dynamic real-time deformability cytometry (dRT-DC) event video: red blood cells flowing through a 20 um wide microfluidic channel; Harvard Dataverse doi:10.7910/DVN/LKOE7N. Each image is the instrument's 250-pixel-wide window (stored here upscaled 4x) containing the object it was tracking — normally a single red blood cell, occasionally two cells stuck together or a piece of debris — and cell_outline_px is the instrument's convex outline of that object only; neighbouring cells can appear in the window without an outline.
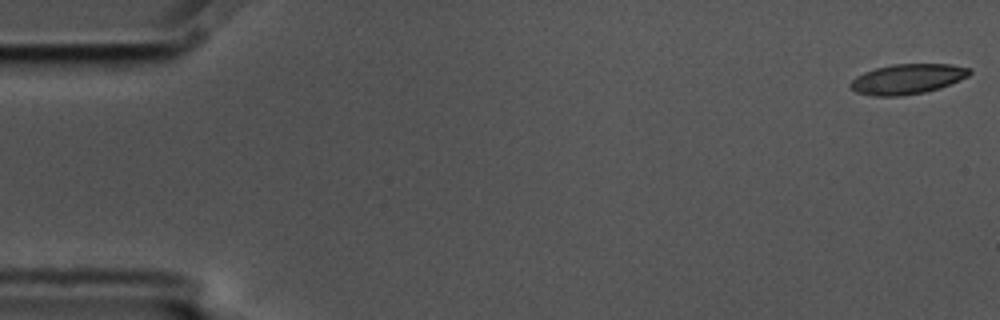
{"species": "common noctule bat (a hibernating species)", "species_latin": "Nyctalus noctula", "temperature_condition": "cold", "stored_images_in_passage": 56, "camera_frame_rate_fps": 3000, "um_per_image_px": 0.085, "animal": {"sex": "male", "body_mass_g": 17.5, "forearm_length_mm": 52.3}, "frame": {"image": 1, "passage_image": 1, "time_ms": 0.0, "image_size_px": [1000, 320], "cell_outline_px": [[972, 72], [968, 76], [960, 80], [940, 88], [924, 92], [900, 96], [872, 96], [856, 92], [848, 84], [856, 76], [864, 72], [876, 68], [892, 64], [952, 64], [972, 68]], "centroid_in_image_um": [77.15, 6.71], "position_along_channel_um": 7.9, "area_um2": 20.98}}
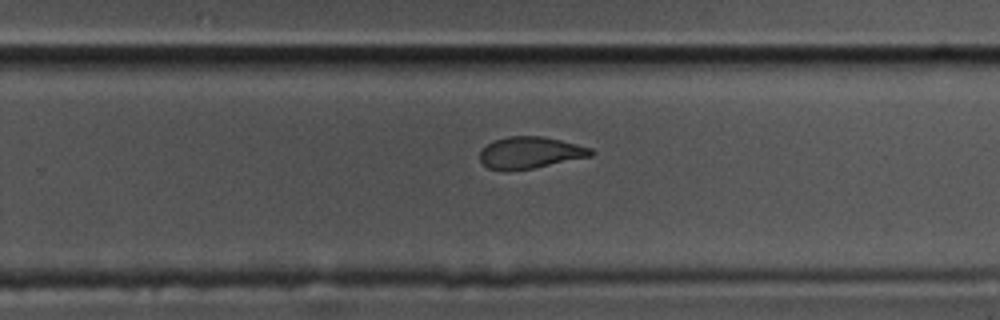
{"frame": {"image": 2, "passage_image": 36, "time_ms": 11.667, "image_size_px": [1000, 320], "cell_outline_px": [[596, 152], [592, 156], [532, 168], [504, 172], [488, 168], [480, 160], [480, 148], [496, 140], [508, 136], [544, 136], [592, 148]], "centroid_in_image_um": [45.05, 12.98], "position_along_channel_um": 284.8, "area_um2": 20.63}}
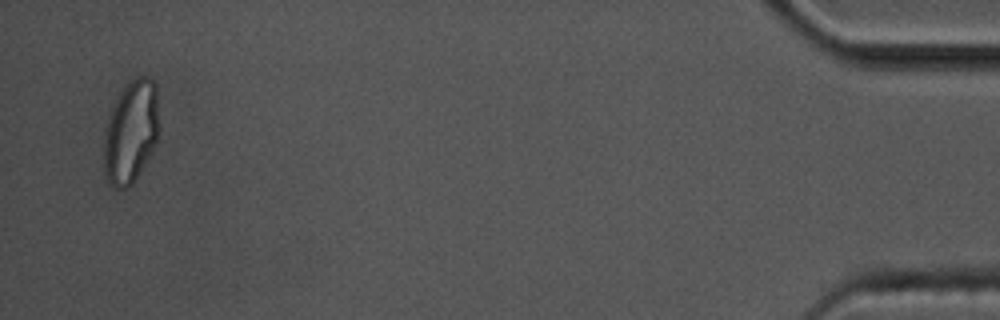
{"frame": {"image": 3, "passage_image": 55, "time_ms": 18.0, "image_size_px": [1000, 320], "cell_outline_px": [[160, 128], [152, 152], [132, 184], [128, 188], [116, 188], [108, 180], [104, 172], [104, 136], [108, 120], [112, 108], [116, 100], [124, 88], [136, 76], [148, 76], [156, 84], [160, 124]], "centroid_in_image_um": [11.16, 11.2], "position_along_channel_um": 424.0, "area_um2": 33.0}, "authors_computed_cell_mechanics": {"area_um2": 21.7906, "velocity_mm_per_s": 3.5488, "shape_relaxation_time_tau1_ms": 10.7099, "shape_relaxation_time_tau2_ms": 2.689, "deformation_change_tau1": 0.2348, "deformation_change_tau2": 0.0952}}